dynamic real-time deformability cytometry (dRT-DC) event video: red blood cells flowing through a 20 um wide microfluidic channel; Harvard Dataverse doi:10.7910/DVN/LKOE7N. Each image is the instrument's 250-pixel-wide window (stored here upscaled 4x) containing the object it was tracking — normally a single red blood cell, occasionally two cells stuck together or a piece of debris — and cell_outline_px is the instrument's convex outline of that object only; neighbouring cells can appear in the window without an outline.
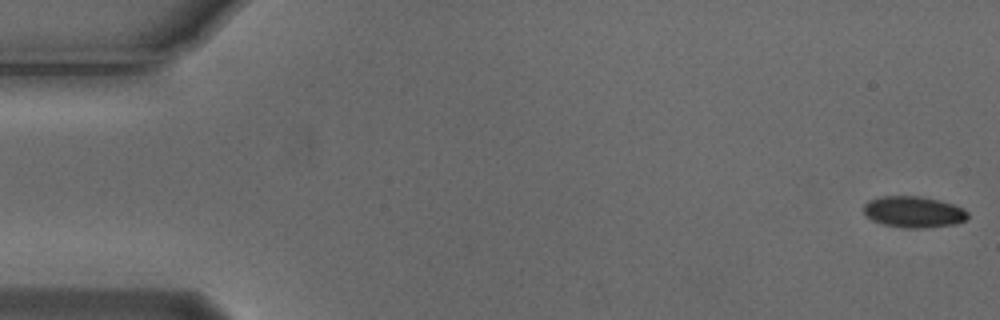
{"species": "Egyptian fruit bat (a non-hibernating species)", "species_latin": "Rousettus aegyptiacus", "temperature_condition": "cold", "stored_images_in_passage": 55, "camera_frame_rate_fps": 3000, "um_per_image_px": 0.085, "animal": {"sex": "male"}, "frame": {"image": 1, "passage_image": 1, "time_ms": 0.0, "image_size_px": [1000, 320], "cell_outline_px": [[968, 216], [964, 220], [956, 224], [928, 228], [904, 228], [884, 224], [872, 220], [864, 212], [864, 204], [868, 200], [880, 196], [916, 196], [940, 200], [964, 208], [968, 212]], "centroid_in_image_um": [77.67, 18.01], "position_along_channel_um": 7.3, "area_um2": 19.02}}
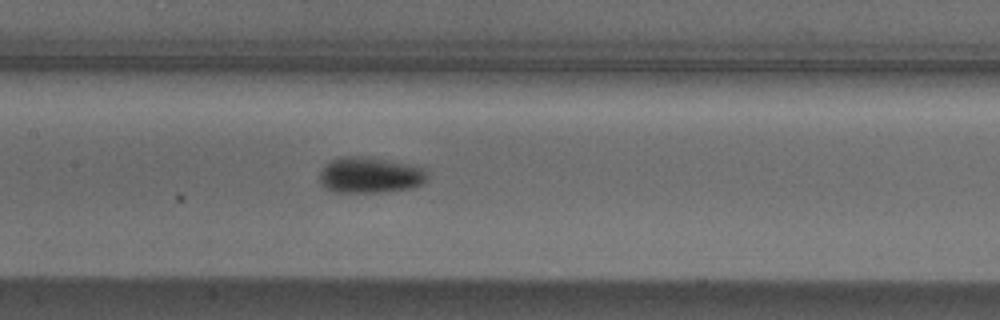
{"frame": {"image": 2, "passage_image": 26, "time_ms": 8.333, "image_size_px": [1000, 320], "cell_outline_px": [[428, 176], [420, 184], [408, 188], [380, 192], [332, 192], [324, 188], [320, 184], [320, 172], [324, 164], [340, 156], [360, 156], [408, 164], [424, 168]], "centroid_in_image_um": [31.37, 14.88], "position_along_channel_um": 176.0, "area_um2": 22.37}}
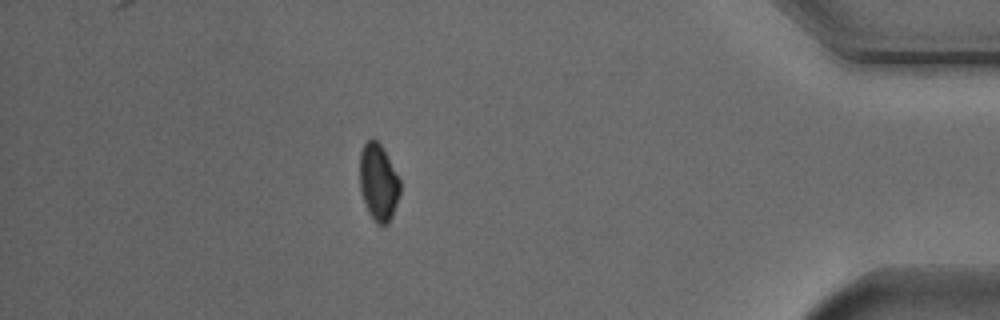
{"frame": {"image": 3, "passage_image": 48, "time_ms": 15.667, "image_size_px": [1000, 320], "cell_outline_px": [[400, 192], [392, 216], [388, 224], [376, 224], [368, 212], [360, 188], [360, 152], [364, 144], [372, 136], [380, 144], [400, 180]], "centroid_in_image_um": [32.15, 15.5], "position_along_channel_um": 403.0, "area_um2": 17.86}, "authors_computed_cell_mechanics": {"area_um2": 19.652, "velocity_mm_per_s": 3.7411, "shape_relaxation_time_tau1_ms": 1.7225, "shape_relaxation_time_tau2_ms": null, "deformation_change_tau1": 0.0828, "deformation_change_tau2": null}}